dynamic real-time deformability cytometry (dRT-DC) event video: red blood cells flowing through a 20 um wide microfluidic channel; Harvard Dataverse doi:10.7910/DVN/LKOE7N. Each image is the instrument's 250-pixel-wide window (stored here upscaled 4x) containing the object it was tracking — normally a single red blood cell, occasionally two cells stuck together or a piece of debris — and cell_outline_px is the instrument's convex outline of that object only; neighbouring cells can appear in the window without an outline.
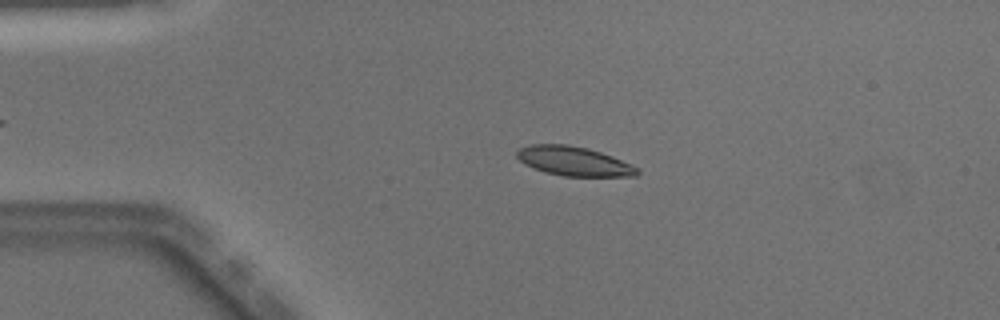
{"species": "Egyptian fruit bat (a non-hibernating species)", "species_latin": "Rousettus aegyptiacus", "temperature_condition": "warm", "stored_images_in_passage": 38, "camera_frame_rate_fps": 3000, "um_per_image_px": 0.085, "animal": {"sex": "male"}, "frame": {"image": 1, "passage_image": 5, "time_ms": 1.333, "image_size_px": [1000, 320], "cell_outline_px": [[640, 172], [636, 176], [564, 176], [544, 172], [524, 164], [516, 156], [516, 152], [520, 148], [532, 144], [568, 144], [588, 148], [612, 156], [632, 164], [640, 168]], "centroid_in_image_um": [48.8, 13.7], "position_along_channel_um": 36.2, "area_um2": 20.63}}
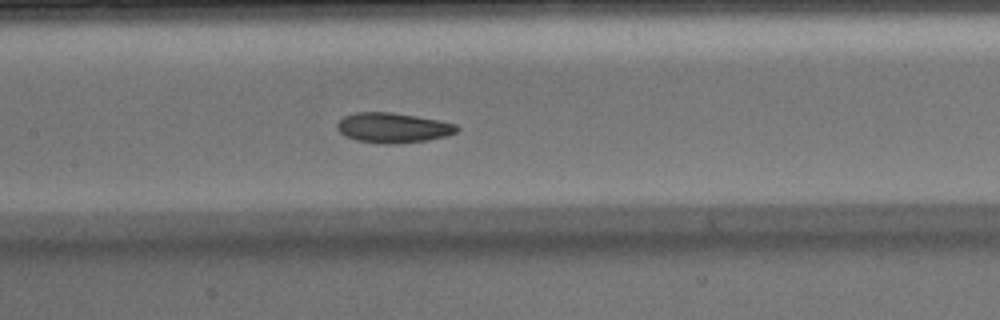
{"frame": {"image": 2, "passage_image": 18, "time_ms": 5.667, "image_size_px": [1000, 320], "cell_outline_px": [[460, 128], [456, 132], [444, 136], [428, 140], [396, 144], [384, 144], [356, 140], [344, 136], [336, 128], [336, 124], [344, 116], [356, 112], [392, 112], [440, 120], [456, 124]], "centroid_in_image_um": [33.39, 10.86], "position_along_channel_um": 174.0, "area_um2": 21.04}}
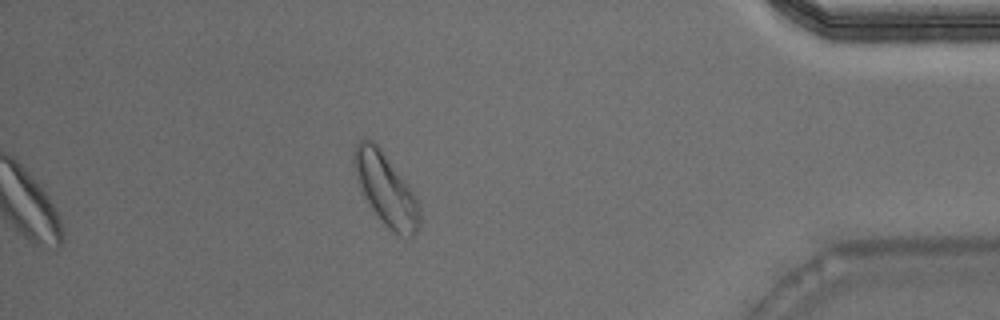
{"frame": {"image": 3, "passage_image": 38, "time_ms": 12.333, "image_size_px": [1000, 320], "cell_outline_px": [[420, 228], [412, 240], [400, 236], [392, 232], [384, 224], [372, 208], [360, 184], [352, 164], [352, 160], [356, 144], [364, 136], [372, 140], [380, 148], [408, 184], [420, 208]], "centroid_in_image_um": [32.83, 16.12], "position_along_channel_um": 402.4, "area_um2": 27.28}, "authors_computed_cell_mechanics": {"area_um2": 20.8658, "velocity_mm_per_s": 4.0359, "shape_relaxation_time_tau1_ms": 2.9491, "shape_relaxation_time_tau2_ms": 5.8006, "deformation_change_tau1": 0.0932, "deformation_change_tau2": 0.1148}}